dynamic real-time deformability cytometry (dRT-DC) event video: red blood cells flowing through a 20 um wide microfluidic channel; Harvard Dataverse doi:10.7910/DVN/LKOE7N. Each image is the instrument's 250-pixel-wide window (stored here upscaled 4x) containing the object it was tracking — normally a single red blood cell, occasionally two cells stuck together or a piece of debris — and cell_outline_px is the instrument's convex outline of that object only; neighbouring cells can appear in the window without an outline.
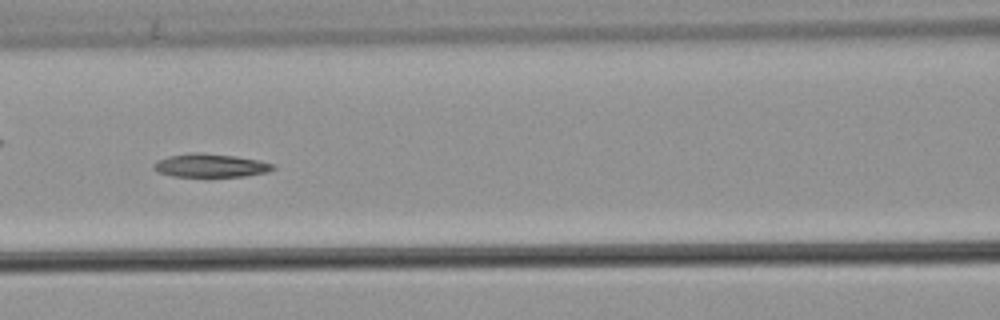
{"species": "common noctule bat (a hibernating species)", "species_latin": "Nyctalus noctula", "temperature_condition": "warm", "stored_images_in_passage": 43, "camera_frame_rate_fps": 3000, "um_per_image_px": 0.085, "animal": {"sex": "male", "body_mass_g": 21.5, "forearm_length_mm": 52.0}, "frame": {"image": 1, "passage_image": 13, "time_ms": 4.0, "image_size_px": [1000, 320], "cell_outline_px": [[276, 168], [268, 172], [244, 176], [172, 176], [156, 172], [152, 168], [152, 164], [156, 160], [168, 156], [196, 152], [200, 152], [236, 156], [260, 160], [276, 164]], "centroid_in_image_um": [17.89, 14.06], "position_along_channel_um": 148.7, "area_um2": 16.47}}